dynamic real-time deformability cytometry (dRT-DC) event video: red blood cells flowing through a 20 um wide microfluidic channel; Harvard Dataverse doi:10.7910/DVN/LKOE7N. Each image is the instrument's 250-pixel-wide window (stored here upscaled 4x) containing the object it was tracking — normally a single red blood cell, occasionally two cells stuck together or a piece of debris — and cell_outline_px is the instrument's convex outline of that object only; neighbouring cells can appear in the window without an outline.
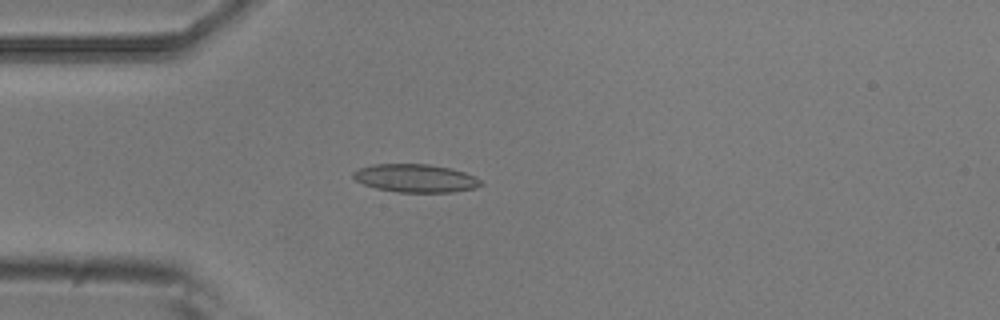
{"species": "common noctule bat (a hibernating species)", "species_latin": "Nyctalus noctula", "temperature_condition": "room temperature", "stored_images_in_passage": 5, "camera_frame_rate_fps": 3000, "um_per_image_px": 0.085, "animal": {"sex": "male", "body_mass_g": 20.5, "forearm_length_mm": 52.5}, "frame": {"image": 1, "passage_image": 5, "time_ms": 1.333, "image_size_px": [1000, 320], "cell_outline_px": [[484, 184], [476, 188], [452, 192], [396, 192], [376, 188], [364, 184], [356, 180], [352, 176], [352, 172], [360, 168], [372, 164], [428, 164], [452, 168], [476, 176]], "centroid_in_image_um": [35.34, 15.14], "position_along_channel_um": 49.7, "area_um2": 21.04}}